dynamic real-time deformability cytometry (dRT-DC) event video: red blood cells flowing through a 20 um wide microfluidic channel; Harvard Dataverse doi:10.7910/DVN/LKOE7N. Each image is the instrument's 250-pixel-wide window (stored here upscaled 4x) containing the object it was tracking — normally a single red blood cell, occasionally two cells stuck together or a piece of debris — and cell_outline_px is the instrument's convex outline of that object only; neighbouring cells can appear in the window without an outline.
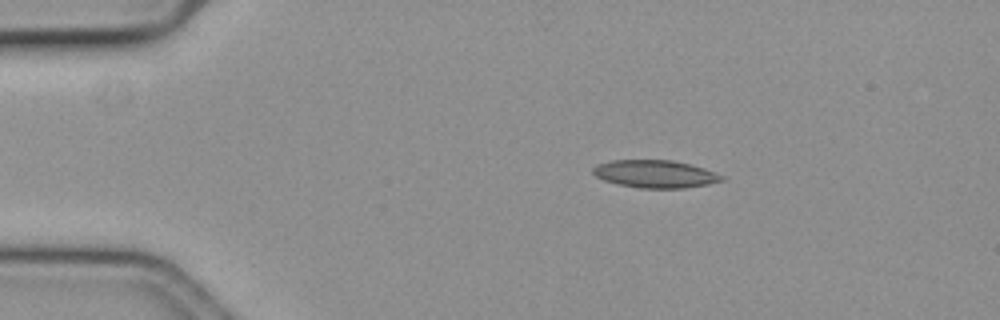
{"species": "common noctule bat (a hibernating species)", "species_latin": "Nyctalus noctula", "temperature_condition": "cold", "stored_images_in_passage": 55, "camera_frame_rate_fps": 3000, "um_per_image_px": 0.085, "animal": {"sex": "female", "body_mass_g": 19.3, "forearm_length_mm": 54.1}, "frame": {"image": 1, "passage_image": 10, "time_ms": 3.0, "image_size_px": [1000, 320], "cell_outline_px": [[724, 180], [708, 184], [684, 188], [640, 188], [616, 184], [604, 180], [596, 176], [592, 172], [592, 168], [600, 164], [612, 160], [672, 160], [704, 168], [724, 176]], "centroid_in_image_um": [55.69, 14.79], "position_along_channel_um": 29.3, "area_um2": 20.63}}
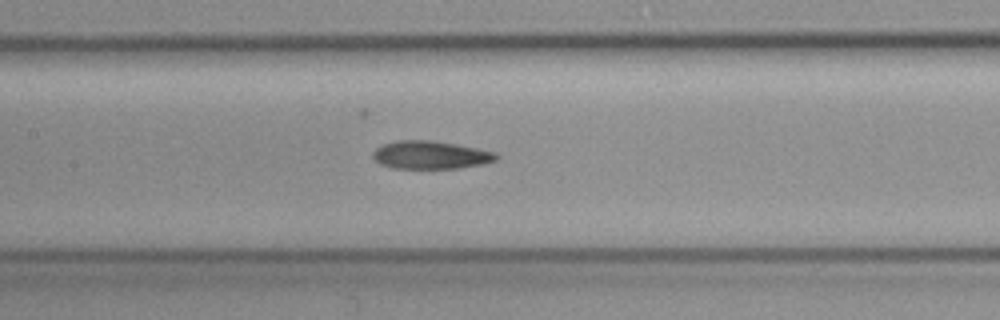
{"frame": {"image": 2, "passage_image": 27, "time_ms": 8.667, "image_size_px": [1000, 320], "cell_outline_px": [[500, 156], [496, 160], [484, 164], [460, 168], [392, 168], [380, 164], [372, 156], [372, 152], [376, 148], [384, 144], [396, 140], [432, 140], [456, 144], [496, 152]], "centroid_in_image_um": [36.61, 13.17], "position_along_channel_um": 170.8, "area_um2": 20.23}}
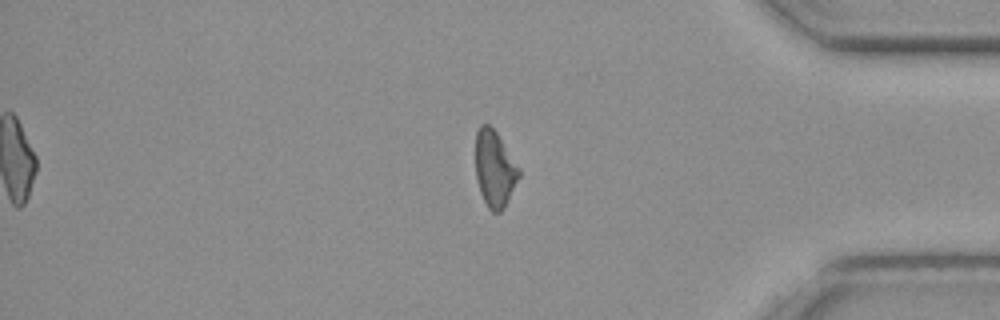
{"frame": {"image": 3, "passage_image": 48, "time_ms": 15.667, "image_size_px": [1000, 320], "cell_outline_px": [[520, 176], [504, 208], [500, 212], [492, 212], [488, 208], [480, 192], [476, 176], [476, 132], [480, 124], [488, 124], [496, 132], [520, 168]], "centroid_in_image_um": [42.04, 14.35], "position_along_channel_um": 393.2, "area_um2": 19.19}, "authors_computed_cell_mechanics": {"area_um2": 20.1722, "velocity_mm_per_s": 3.5559, "shape_relaxation_time_tau1_ms": null, "shape_relaxation_time_tau2_ms": 5.1729, "deformation_change_tau1": null, "deformation_change_tau2": 0.1292}}